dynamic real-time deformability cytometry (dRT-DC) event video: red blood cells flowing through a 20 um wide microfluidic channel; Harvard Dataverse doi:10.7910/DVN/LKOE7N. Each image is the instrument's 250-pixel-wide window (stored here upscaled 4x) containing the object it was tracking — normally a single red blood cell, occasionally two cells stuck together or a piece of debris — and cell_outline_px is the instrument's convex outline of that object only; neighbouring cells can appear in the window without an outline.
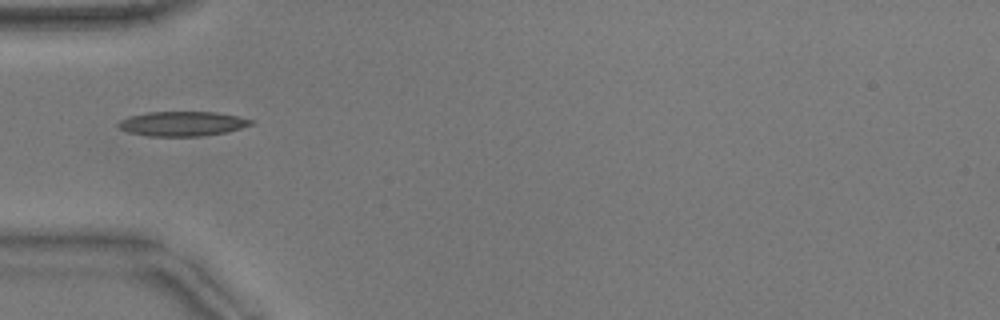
{"species": "common noctule bat (a hibernating species)", "species_latin": "Nyctalus noctula", "temperature_condition": "warm", "stored_images_in_passage": 36, "camera_frame_rate_fps": 3000, "um_per_image_px": 0.085, "animal": {"sex": "male", "body_mass_g": 17.9}, "frame": {"image": 1, "passage_image": 1, "time_ms": 0.0, "image_size_px": [1000, 320], "cell_outline_px": [[256, 120], [252, 124], [240, 128], [224, 132], [200, 136], [148, 136], [128, 132], [120, 128], [116, 124], [120, 120], [132, 116], [148, 112], [216, 112], [240, 116]], "centroid_in_image_um": [15.52, 10.51], "position_along_channel_um": 69.5, "area_um2": 18.96}}
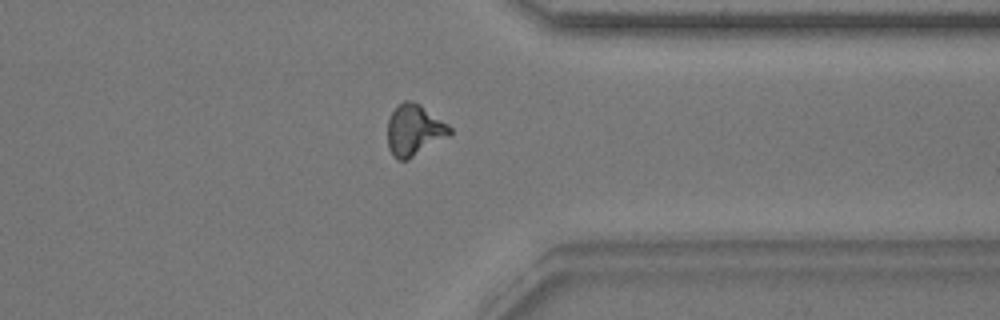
{"frame": {"image": 2, "passage_image": 25, "time_ms": 8.0, "image_size_px": [1000, 320], "cell_outline_px": [[452, 132], [448, 136], [408, 160], [396, 160], [392, 156], [388, 148], [388, 120], [392, 112], [404, 100], [408, 100], [420, 104], [448, 124], [452, 128]], "centroid_in_image_um": [35.2, 11.08], "position_along_channel_um": 376.2, "area_um2": 18.5}}
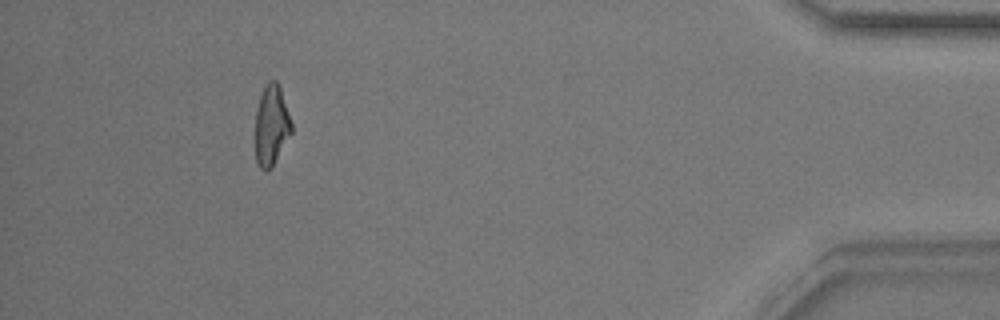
{"frame": {"image": 3, "passage_image": 32, "time_ms": 10.333, "image_size_px": [1000, 320], "cell_outline_px": [[292, 132], [272, 168], [268, 172], [260, 168], [256, 160], [252, 144], [256, 108], [260, 96], [268, 80], [276, 80], [280, 84], [292, 124]], "centroid_in_image_um": [23.02, 10.69], "position_along_channel_um": 412.2, "area_um2": 17.86}, "authors_computed_cell_mechanics": {"area_um2": 17.6001, "velocity_mm_per_s": 3.8769, "shape_relaxation_time_tau1_ms": 3.7371, "shape_relaxation_time_tau2_ms": 2.3621, "deformation_change_tau1": 0.1508, "deformation_change_tau2": 0.0988}}